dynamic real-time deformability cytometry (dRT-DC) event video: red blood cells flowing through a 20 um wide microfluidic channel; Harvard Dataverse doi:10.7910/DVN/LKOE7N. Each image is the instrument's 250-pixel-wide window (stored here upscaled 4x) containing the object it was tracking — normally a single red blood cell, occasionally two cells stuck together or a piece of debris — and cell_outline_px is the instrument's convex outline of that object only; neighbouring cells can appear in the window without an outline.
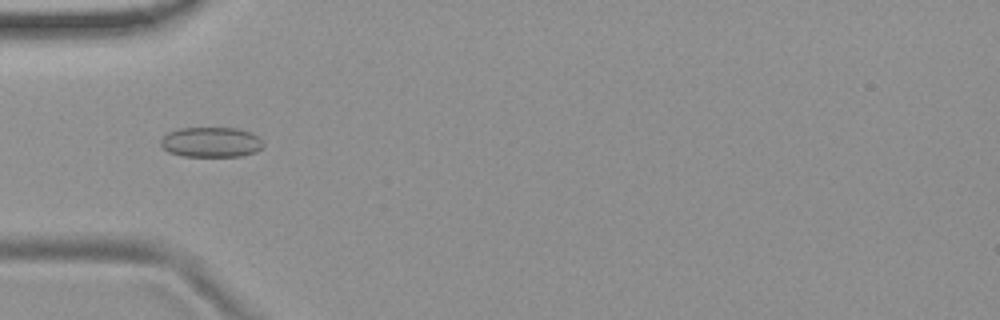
{"species": "common noctule bat (a hibernating species)", "species_latin": "Nyctalus noctula", "temperature_condition": "room temperature", "stored_images_in_passage": 48, "camera_frame_rate_fps": 3000, "um_per_image_px": 0.085, "animal": {"sex": "female", "body_mass_g": 19.9}, "frame": {"image": 1, "passage_image": 11, "time_ms": 3.333, "image_size_px": [1000, 320], "cell_outline_px": [[264, 148], [256, 152], [240, 156], [184, 156], [168, 152], [160, 144], [160, 140], [168, 132], [180, 128], [236, 128], [252, 132], [264, 144]], "centroid_in_image_um": [17.95, 12.08], "position_along_channel_um": 67.0, "area_um2": 18.03}}
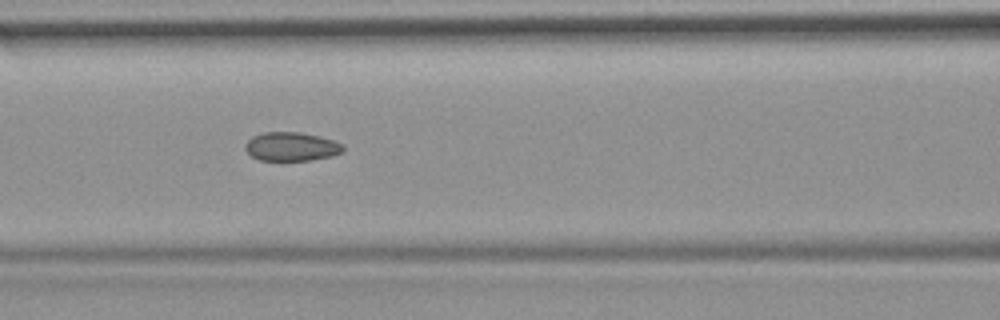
{"frame": {"image": 2, "passage_image": 17, "time_ms": 5.333, "image_size_px": [1000, 320], "cell_outline_px": [[344, 152], [332, 156], [312, 160], [260, 160], [252, 156], [244, 148], [244, 144], [252, 136], [264, 132], [300, 132], [320, 136], [336, 140], [344, 144]], "centroid_in_image_um": [24.81, 12.45], "position_along_channel_um": 141.8, "area_um2": 16.65}}
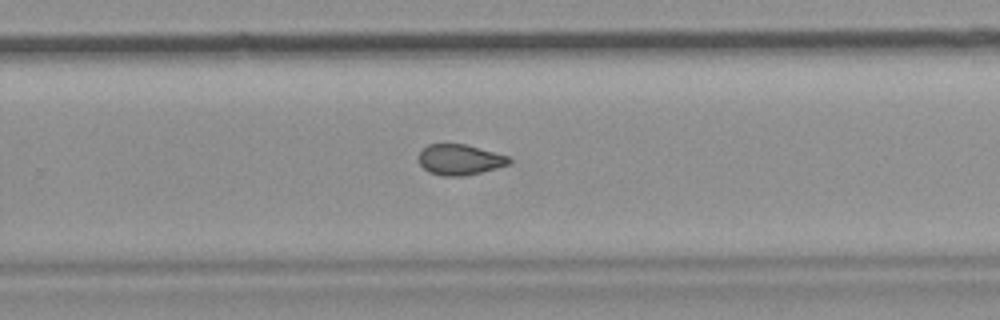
{"frame": {"image": 3, "passage_image": 29, "time_ms": 9.333, "image_size_px": [1000, 320], "cell_outline_px": [[512, 160], [508, 164], [496, 168], [464, 176], [444, 176], [428, 172], [420, 164], [420, 152], [428, 144], [464, 144], [508, 156]], "centroid_in_image_um": [39.07, 13.58], "position_along_channel_um": 290.7, "area_um2": 15.84}, "authors_computed_cell_mechanics": {"area_um2": 16.8776, "velocity_mm_per_s": 3.744, "shape_relaxation_time_tau1_ms": null, "shape_relaxation_time_tau2_ms": 1.9641, "deformation_change_tau1": null, "deformation_change_tau2": 0.0588}}